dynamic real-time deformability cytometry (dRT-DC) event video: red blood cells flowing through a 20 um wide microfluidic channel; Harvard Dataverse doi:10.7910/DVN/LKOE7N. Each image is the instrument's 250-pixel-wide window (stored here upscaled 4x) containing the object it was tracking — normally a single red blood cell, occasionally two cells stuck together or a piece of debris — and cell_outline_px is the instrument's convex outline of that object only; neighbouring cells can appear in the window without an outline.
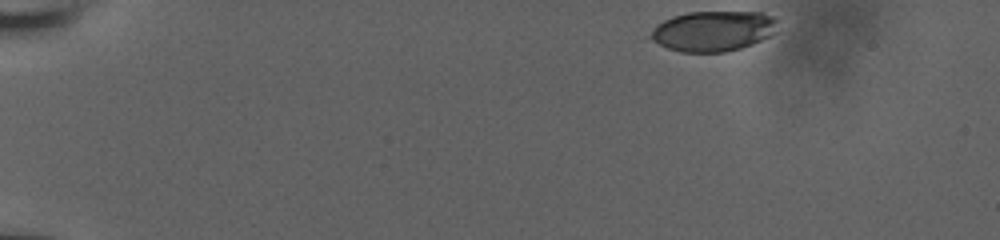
{"species": "human", "species_latin": "Homo sapiens", "temperature_condition": "room temperature", "stored_images_in_passage": 20, "camera_frame_rate_fps": 3000, "um_per_image_px": 0.085, "donor": {"sex": "male"}, "frame": {"image": 1, "passage_image": 1, "time_ms": 0.0, "image_size_px": [1000, 240], "cell_outline_px": [[776, 32], [752, 44], [740, 48], [724, 52], [680, 52], [668, 48], [652, 40], [648, 36], [652, 28], [656, 24], [672, 16], [688, 12], [764, 12], [772, 16], [776, 20]], "centroid_in_image_um": [60.59, 2.63], "position_along_channel_um": 24.4, "area_um2": 29.88}}
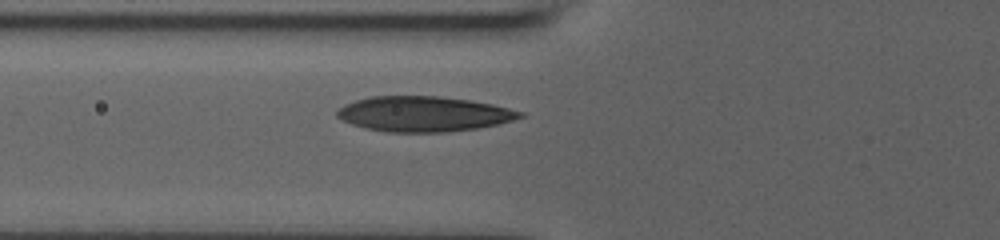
{"frame": {"image": 2, "passage_image": 15, "time_ms": 4.667, "image_size_px": [1000, 240], "cell_outline_px": [[524, 116], [512, 120], [496, 124], [476, 128], [444, 132], [388, 132], [364, 128], [352, 124], [336, 116], [336, 112], [344, 104], [368, 96], [436, 96], [468, 100], [492, 104], [524, 112]], "centroid_in_image_um": [35.98, 9.68], "position_along_channel_um": 89.8, "area_um2": 37.28}}
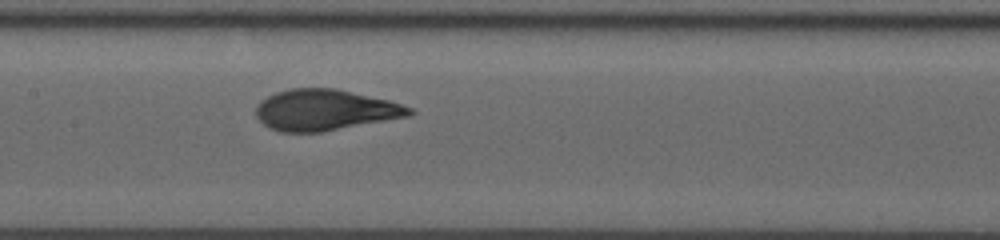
{"frame": {"image": 3, "passage_image": 20, "time_ms": 6.333, "image_size_px": [1000, 240], "cell_outline_px": [[416, 112], [408, 116], [320, 132], [280, 132], [268, 128], [256, 116], [256, 104], [260, 100], [276, 92], [292, 88], [336, 88], [388, 100], [412, 108]], "centroid_in_image_um": [27.58, 9.34], "position_along_channel_um": 179.8, "area_um2": 36.47}}